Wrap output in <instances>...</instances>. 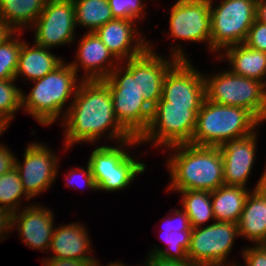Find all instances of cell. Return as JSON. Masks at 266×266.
I'll return each instance as SVG.
<instances>
[{"label": "cell", "instance_id": "1", "mask_svg": "<svg viewBox=\"0 0 266 266\" xmlns=\"http://www.w3.org/2000/svg\"><path fill=\"white\" fill-rule=\"evenodd\" d=\"M79 81L75 97L62 115L66 128L64 148L79 142L95 144L108 130V138L117 139L119 143L133 138L115 116L109 87L102 80L81 78Z\"/></svg>", "mask_w": 266, "mask_h": 266}, {"label": "cell", "instance_id": "2", "mask_svg": "<svg viewBox=\"0 0 266 266\" xmlns=\"http://www.w3.org/2000/svg\"><path fill=\"white\" fill-rule=\"evenodd\" d=\"M167 148L175 151L167 160L171 175L168 190L213 191L224 185L223 159L218 146L185 143Z\"/></svg>", "mask_w": 266, "mask_h": 266}, {"label": "cell", "instance_id": "3", "mask_svg": "<svg viewBox=\"0 0 266 266\" xmlns=\"http://www.w3.org/2000/svg\"><path fill=\"white\" fill-rule=\"evenodd\" d=\"M126 61L102 81L111 92L117 120L133 137L139 138L149 126L152 108L139 91L138 56Z\"/></svg>", "mask_w": 266, "mask_h": 266}, {"label": "cell", "instance_id": "4", "mask_svg": "<svg viewBox=\"0 0 266 266\" xmlns=\"http://www.w3.org/2000/svg\"><path fill=\"white\" fill-rule=\"evenodd\" d=\"M260 121L247 109L204 100L190 144L220 146L225 141L254 133Z\"/></svg>", "mask_w": 266, "mask_h": 266}, {"label": "cell", "instance_id": "5", "mask_svg": "<svg viewBox=\"0 0 266 266\" xmlns=\"http://www.w3.org/2000/svg\"><path fill=\"white\" fill-rule=\"evenodd\" d=\"M71 65L64 61L46 76L33 80L34 87L25 96L22 91V107L42 125L57 120L71 97H75L80 82Z\"/></svg>", "mask_w": 266, "mask_h": 266}, {"label": "cell", "instance_id": "6", "mask_svg": "<svg viewBox=\"0 0 266 266\" xmlns=\"http://www.w3.org/2000/svg\"><path fill=\"white\" fill-rule=\"evenodd\" d=\"M204 78L207 100L245 108L260 122L266 120V85L263 82L235 75L229 69Z\"/></svg>", "mask_w": 266, "mask_h": 266}, {"label": "cell", "instance_id": "7", "mask_svg": "<svg viewBox=\"0 0 266 266\" xmlns=\"http://www.w3.org/2000/svg\"><path fill=\"white\" fill-rule=\"evenodd\" d=\"M119 146L96 147L90 155L88 164L98 190L119 191L129 186L137 174L145 172V163L133 159L122 148L125 145H139L137 137L120 142Z\"/></svg>", "mask_w": 266, "mask_h": 266}, {"label": "cell", "instance_id": "8", "mask_svg": "<svg viewBox=\"0 0 266 266\" xmlns=\"http://www.w3.org/2000/svg\"><path fill=\"white\" fill-rule=\"evenodd\" d=\"M201 107L171 105L161 97L152 108L149 126L138 138L139 143L155 141V145L166 148L190 143Z\"/></svg>", "mask_w": 266, "mask_h": 266}, {"label": "cell", "instance_id": "9", "mask_svg": "<svg viewBox=\"0 0 266 266\" xmlns=\"http://www.w3.org/2000/svg\"><path fill=\"white\" fill-rule=\"evenodd\" d=\"M212 4L210 0L211 50L243 44L256 20L257 0H221L215 8Z\"/></svg>", "mask_w": 266, "mask_h": 266}, {"label": "cell", "instance_id": "10", "mask_svg": "<svg viewBox=\"0 0 266 266\" xmlns=\"http://www.w3.org/2000/svg\"><path fill=\"white\" fill-rule=\"evenodd\" d=\"M236 236H239L238 225L232 222L215 221L203 228H192L187 251L189 263L194 266H231L224 262Z\"/></svg>", "mask_w": 266, "mask_h": 266}, {"label": "cell", "instance_id": "11", "mask_svg": "<svg viewBox=\"0 0 266 266\" xmlns=\"http://www.w3.org/2000/svg\"><path fill=\"white\" fill-rule=\"evenodd\" d=\"M34 42L50 49L74 41L75 8L72 0H47L35 21Z\"/></svg>", "mask_w": 266, "mask_h": 266}, {"label": "cell", "instance_id": "12", "mask_svg": "<svg viewBox=\"0 0 266 266\" xmlns=\"http://www.w3.org/2000/svg\"><path fill=\"white\" fill-rule=\"evenodd\" d=\"M170 35L175 39L207 41L211 51L210 0H178L170 10Z\"/></svg>", "mask_w": 266, "mask_h": 266}, {"label": "cell", "instance_id": "13", "mask_svg": "<svg viewBox=\"0 0 266 266\" xmlns=\"http://www.w3.org/2000/svg\"><path fill=\"white\" fill-rule=\"evenodd\" d=\"M204 76L190 60H178L164 77L162 98L171 105L202 106L206 99Z\"/></svg>", "mask_w": 266, "mask_h": 266}, {"label": "cell", "instance_id": "14", "mask_svg": "<svg viewBox=\"0 0 266 266\" xmlns=\"http://www.w3.org/2000/svg\"><path fill=\"white\" fill-rule=\"evenodd\" d=\"M23 156V164L15 158V168L19 172L26 194L32 198L53 184L58 175V159L46 144L37 142L29 144Z\"/></svg>", "mask_w": 266, "mask_h": 266}, {"label": "cell", "instance_id": "15", "mask_svg": "<svg viewBox=\"0 0 266 266\" xmlns=\"http://www.w3.org/2000/svg\"><path fill=\"white\" fill-rule=\"evenodd\" d=\"M171 58L153 52L149 47L138 56V86L146 103L153 108L162 97V84L168 70L178 61L187 60L186 53L180 47L172 48Z\"/></svg>", "mask_w": 266, "mask_h": 266}, {"label": "cell", "instance_id": "16", "mask_svg": "<svg viewBox=\"0 0 266 266\" xmlns=\"http://www.w3.org/2000/svg\"><path fill=\"white\" fill-rule=\"evenodd\" d=\"M256 131L218 146L223 159L224 185L246 187L256 155Z\"/></svg>", "mask_w": 266, "mask_h": 266}, {"label": "cell", "instance_id": "17", "mask_svg": "<svg viewBox=\"0 0 266 266\" xmlns=\"http://www.w3.org/2000/svg\"><path fill=\"white\" fill-rule=\"evenodd\" d=\"M134 22L114 18L95 31L112 54L120 60L119 62L140 56L149 47L148 42L143 40L141 36L138 37L140 34L137 33ZM135 36L138 38L136 39Z\"/></svg>", "mask_w": 266, "mask_h": 266}, {"label": "cell", "instance_id": "18", "mask_svg": "<svg viewBox=\"0 0 266 266\" xmlns=\"http://www.w3.org/2000/svg\"><path fill=\"white\" fill-rule=\"evenodd\" d=\"M77 52V61L69 64L77 74L78 69H80L79 65L86 71V74L82 77L83 80H103L107 78L117 66L114 65L118 63L116 61H119L95 32H86L80 38ZM109 58H112V61Z\"/></svg>", "mask_w": 266, "mask_h": 266}, {"label": "cell", "instance_id": "19", "mask_svg": "<svg viewBox=\"0 0 266 266\" xmlns=\"http://www.w3.org/2000/svg\"><path fill=\"white\" fill-rule=\"evenodd\" d=\"M38 204L26 206L22 213H13V228L19 229L20 237L32 249L47 250L54 233L53 213L48 208L37 207Z\"/></svg>", "mask_w": 266, "mask_h": 266}, {"label": "cell", "instance_id": "20", "mask_svg": "<svg viewBox=\"0 0 266 266\" xmlns=\"http://www.w3.org/2000/svg\"><path fill=\"white\" fill-rule=\"evenodd\" d=\"M237 225L240 237L256 245H266V168L253 192L248 194Z\"/></svg>", "mask_w": 266, "mask_h": 266}, {"label": "cell", "instance_id": "21", "mask_svg": "<svg viewBox=\"0 0 266 266\" xmlns=\"http://www.w3.org/2000/svg\"><path fill=\"white\" fill-rule=\"evenodd\" d=\"M91 240L84 225L73 223L54 229L49 249L55 253L51 258L73 260H96L91 254Z\"/></svg>", "mask_w": 266, "mask_h": 266}, {"label": "cell", "instance_id": "22", "mask_svg": "<svg viewBox=\"0 0 266 266\" xmlns=\"http://www.w3.org/2000/svg\"><path fill=\"white\" fill-rule=\"evenodd\" d=\"M32 46L29 47V44L23 41L15 74L16 80L21 75L31 81L40 79L63 62V59L49 52L48 48L36 43Z\"/></svg>", "mask_w": 266, "mask_h": 266}, {"label": "cell", "instance_id": "23", "mask_svg": "<svg viewBox=\"0 0 266 266\" xmlns=\"http://www.w3.org/2000/svg\"><path fill=\"white\" fill-rule=\"evenodd\" d=\"M223 52L225 54L219 57L228 59L233 74L256 79L266 85V52L250 48L244 43L228 47Z\"/></svg>", "mask_w": 266, "mask_h": 266}, {"label": "cell", "instance_id": "24", "mask_svg": "<svg viewBox=\"0 0 266 266\" xmlns=\"http://www.w3.org/2000/svg\"><path fill=\"white\" fill-rule=\"evenodd\" d=\"M246 187L223 185L211 191L215 221L238 223L247 199Z\"/></svg>", "mask_w": 266, "mask_h": 266}, {"label": "cell", "instance_id": "25", "mask_svg": "<svg viewBox=\"0 0 266 266\" xmlns=\"http://www.w3.org/2000/svg\"><path fill=\"white\" fill-rule=\"evenodd\" d=\"M46 1L0 0V16L15 32H19L27 25L29 28L34 25L43 11Z\"/></svg>", "mask_w": 266, "mask_h": 266}, {"label": "cell", "instance_id": "26", "mask_svg": "<svg viewBox=\"0 0 266 266\" xmlns=\"http://www.w3.org/2000/svg\"><path fill=\"white\" fill-rule=\"evenodd\" d=\"M75 8L76 26L89 28L95 32L98 28L113 20L108 0H72Z\"/></svg>", "mask_w": 266, "mask_h": 266}, {"label": "cell", "instance_id": "27", "mask_svg": "<svg viewBox=\"0 0 266 266\" xmlns=\"http://www.w3.org/2000/svg\"><path fill=\"white\" fill-rule=\"evenodd\" d=\"M182 194V209L188 216L191 228L204 226L209 219H214L211 191L185 190Z\"/></svg>", "mask_w": 266, "mask_h": 266}, {"label": "cell", "instance_id": "28", "mask_svg": "<svg viewBox=\"0 0 266 266\" xmlns=\"http://www.w3.org/2000/svg\"><path fill=\"white\" fill-rule=\"evenodd\" d=\"M22 195L26 200L31 199L25 192L19 172L14 167L0 176V207L15 213L20 210ZM19 207V208H18Z\"/></svg>", "mask_w": 266, "mask_h": 266}, {"label": "cell", "instance_id": "29", "mask_svg": "<svg viewBox=\"0 0 266 266\" xmlns=\"http://www.w3.org/2000/svg\"><path fill=\"white\" fill-rule=\"evenodd\" d=\"M192 231H177L174 230L170 233H164L162 237L165 243L170 247L167 249L154 248L151 254L158 255L165 259L177 260L182 262H189L187 251L190 247ZM173 248V249H172ZM173 251V252H172Z\"/></svg>", "mask_w": 266, "mask_h": 266}, {"label": "cell", "instance_id": "30", "mask_svg": "<svg viewBox=\"0 0 266 266\" xmlns=\"http://www.w3.org/2000/svg\"><path fill=\"white\" fill-rule=\"evenodd\" d=\"M18 33V34H17ZM14 32L8 39L0 44V80L14 79L18 67L19 53L23 41L18 40ZM14 35V36H13ZM14 38V39H13Z\"/></svg>", "mask_w": 266, "mask_h": 266}, {"label": "cell", "instance_id": "31", "mask_svg": "<svg viewBox=\"0 0 266 266\" xmlns=\"http://www.w3.org/2000/svg\"><path fill=\"white\" fill-rule=\"evenodd\" d=\"M14 79L0 80V118L6 123L22 108V90L17 88Z\"/></svg>", "mask_w": 266, "mask_h": 266}, {"label": "cell", "instance_id": "32", "mask_svg": "<svg viewBox=\"0 0 266 266\" xmlns=\"http://www.w3.org/2000/svg\"><path fill=\"white\" fill-rule=\"evenodd\" d=\"M108 4L113 18L135 21L138 18H144L143 15L145 16L146 5L143 4L142 0H108Z\"/></svg>", "mask_w": 266, "mask_h": 266}, {"label": "cell", "instance_id": "33", "mask_svg": "<svg viewBox=\"0 0 266 266\" xmlns=\"http://www.w3.org/2000/svg\"><path fill=\"white\" fill-rule=\"evenodd\" d=\"M244 44L250 48L266 52V23L256 18L248 31Z\"/></svg>", "mask_w": 266, "mask_h": 266}, {"label": "cell", "instance_id": "34", "mask_svg": "<svg viewBox=\"0 0 266 266\" xmlns=\"http://www.w3.org/2000/svg\"><path fill=\"white\" fill-rule=\"evenodd\" d=\"M174 216H176V219H174V216L167 217L166 222L163 229L164 231L162 233H170L171 231H192V228L189 223V219L185 211L182 210H176L173 213Z\"/></svg>", "mask_w": 266, "mask_h": 266}, {"label": "cell", "instance_id": "35", "mask_svg": "<svg viewBox=\"0 0 266 266\" xmlns=\"http://www.w3.org/2000/svg\"><path fill=\"white\" fill-rule=\"evenodd\" d=\"M242 254L246 266H266V245L243 249Z\"/></svg>", "mask_w": 266, "mask_h": 266}, {"label": "cell", "instance_id": "36", "mask_svg": "<svg viewBox=\"0 0 266 266\" xmlns=\"http://www.w3.org/2000/svg\"><path fill=\"white\" fill-rule=\"evenodd\" d=\"M87 167L84 169L82 168V166L80 167V169L78 168L77 169V172H76V169L73 170V171H70L68 174H67V178L68 179V183H66L69 187L70 185H72L74 187V183L76 179H78L79 177V174H80V178L83 177L81 180V182H83L84 185H86L88 188L92 189V190H98L97 186H96V183H95V180L93 179V175L91 174V168H90V165L87 163L86 165ZM79 170V171H78ZM76 177V178H75ZM75 179V180H74ZM80 182V181H79ZM78 182V183H79ZM80 182V183H81ZM85 182V183H84ZM76 185L75 187H78V186H81V184H77L76 182ZM83 185V186H84ZM85 186V188H86Z\"/></svg>", "mask_w": 266, "mask_h": 266}, {"label": "cell", "instance_id": "37", "mask_svg": "<svg viewBox=\"0 0 266 266\" xmlns=\"http://www.w3.org/2000/svg\"><path fill=\"white\" fill-rule=\"evenodd\" d=\"M43 266H96L97 260H71L47 258L43 260Z\"/></svg>", "mask_w": 266, "mask_h": 266}, {"label": "cell", "instance_id": "38", "mask_svg": "<svg viewBox=\"0 0 266 266\" xmlns=\"http://www.w3.org/2000/svg\"><path fill=\"white\" fill-rule=\"evenodd\" d=\"M15 158L6 146L0 145V176L15 167Z\"/></svg>", "mask_w": 266, "mask_h": 266}, {"label": "cell", "instance_id": "39", "mask_svg": "<svg viewBox=\"0 0 266 266\" xmlns=\"http://www.w3.org/2000/svg\"><path fill=\"white\" fill-rule=\"evenodd\" d=\"M145 263L146 265L144 266H194L189 262L165 259L154 254H149V258Z\"/></svg>", "mask_w": 266, "mask_h": 266}, {"label": "cell", "instance_id": "40", "mask_svg": "<svg viewBox=\"0 0 266 266\" xmlns=\"http://www.w3.org/2000/svg\"><path fill=\"white\" fill-rule=\"evenodd\" d=\"M13 229V213L11 211L5 210L4 208L0 207V237L4 240L3 235Z\"/></svg>", "mask_w": 266, "mask_h": 266}, {"label": "cell", "instance_id": "41", "mask_svg": "<svg viewBox=\"0 0 266 266\" xmlns=\"http://www.w3.org/2000/svg\"><path fill=\"white\" fill-rule=\"evenodd\" d=\"M15 31L0 16V44L8 39Z\"/></svg>", "mask_w": 266, "mask_h": 266}, {"label": "cell", "instance_id": "42", "mask_svg": "<svg viewBox=\"0 0 266 266\" xmlns=\"http://www.w3.org/2000/svg\"><path fill=\"white\" fill-rule=\"evenodd\" d=\"M256 18L266 23V0H257Z\"/></svg>", "mask_w": 266, "mask_h": 266}, {"label": "cell", "instance_id": "43", "mask_svg": "<svg viewBox=\"0 0 266 266\" xmlns=\"http://www.w3.org/2000/svg\"><path fill=\"white\" fill-rule=\"evenodd\" d=\"M8 125V123H6L3 119L0 118V135H2L4 131H6L5 129L8 128Z\"/></svg>", "mask_w": 266, "mask_h": 266}, {"label": "cell", "instance_id": "44", "mask_svg": "<svg viewBox=\"0 0 266 266\" xmlns=\"http://www.w3.org/2000/svg\"><path fill=\"white\" fill-rule=\"evenodd\" d=\"M96 266H101V265H99L98 263L96 264ZM107 266H127V265H125V264H122V263H118V262H115V263H110V264H108Z\"/></svg>", "mask_w": 266, "mask_h": 266}]
</instances>
